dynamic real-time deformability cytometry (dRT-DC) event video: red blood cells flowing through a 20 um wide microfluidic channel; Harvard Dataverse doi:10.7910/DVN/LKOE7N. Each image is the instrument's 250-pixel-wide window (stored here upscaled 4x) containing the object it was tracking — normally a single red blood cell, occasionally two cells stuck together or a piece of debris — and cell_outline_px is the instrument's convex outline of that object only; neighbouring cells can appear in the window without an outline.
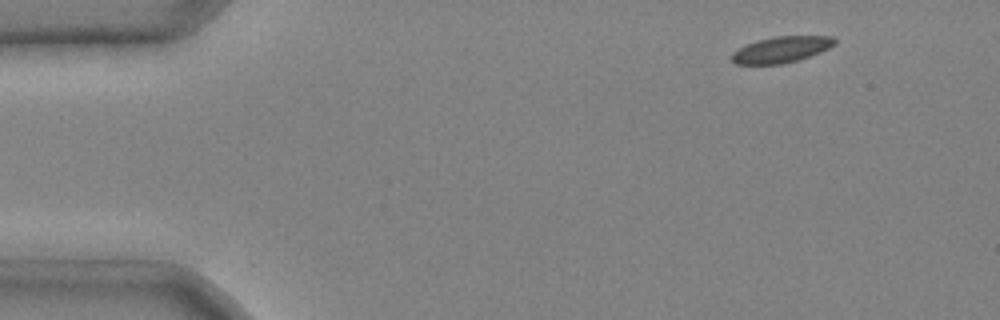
{"species": "common noctule bat (a hibernating species)", "species_latin": "Nyctalus noctula", "temperature_condition": "cold", "stored_images_in_passage": 3, "camera_frame_rate_fps": 3000, "um_per_image_px": 0.085, "animal": {"sex": "male", "body_mass_g": 20.4}, "frame": {"image": 1, "passage_image": 1, "time_ms": 0.0, "image_size_px": [1000, 320], "cell_outline_px": [[836, 44], [820, 52], [796, 60], [780, 64], [736, 64], [732, 60], [732, 52], [748, 44], [772, 36], [832, 36], [836, 40]], "centroid_in_image_um": [66.43, 4.2], "position_along_channel_um": 18.6, "area_um2": 15.37}}
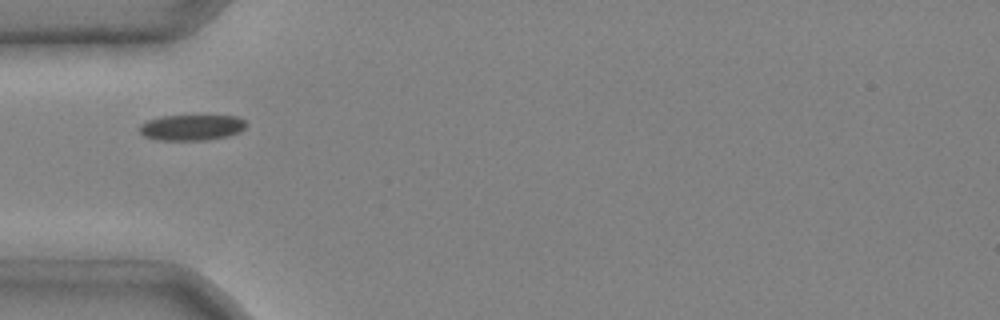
{"frame": {"image": 2, "passage_image": 3, "time_ms": 0.667, "image_size_px": [1000, 320], "cell_outline_px": [[248, 124], [240, 132], [228, 136], [208, 140], [156, 140], [144, 136], [140, 132], [140, 124], [148, 120], [160, 116], [236, 116], [244, 120]], "centroid_in_image_um": [16.3, 10.84], "position_along_channel_um": 68.7, "area_um2": 16.07}}